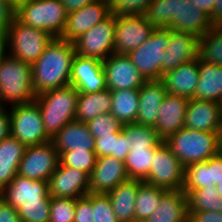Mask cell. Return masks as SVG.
Masks as SVG:
<instances>
[{
    "instance_id": "1",
    "label": "cell",
    "mask_w": 222,
    "mask_h": 222,
    "mask_svg": "<svg viewBox=\"0 0 222 222\" xmlns=\"http://www.w3.org/2000/svg\"><path fill=\"white\" fill-rule=\"evenodd\" d=\"M74 44L54 38L37 61L31 65L33 89L36 95L70 84Z\"/></svg>"
},
{
    "instance_id": "2",
    "label": "cell",
    "mask_w": 222,
    "mask_h": 222,
    "mask_svg": "<svg viewBox=\"0 0 222 222\" xmlns=\"http://www.w3.org/2000/svg\"><path fill=\"white\" fill-rule=\"evenodd\" d=\"M221 133L182 128L163 142L186 168L206 161L221 151Z\"/></svg>"
},
{
    "instance_id": "3",
    "label": "cell",
    "mask_w": 222,
    "mask_h": 222,
    "mask_svg": "<svg viewBox=\"0 0 222 222\" xmlns=\"http://www.w3.org/2000/svg\"><path fill=\"white\" fill-rule=\"evenodd\" d=\"M79 92L71 84L36 96L45 132L52 139L66 124L75 120Z\"/></svg>"
},
{
    "instance_id": "4",
    "label": "cell",
    "mask_w": 222,
    "mask_h": 222,
    "mask_svg": "<svg viewBox=\"0 0 222 222\" xmlns=\"http://www.w3.org/2000/svg\"><path fill=\"white\" fill-rule=\"evenodd\" d=\"M31 65L7 54L0 63V97L6 104L35 101Z\"/></svg>"
},
{
    "instance_id": "5",
    "label": "cell",
    "mask_w": 222,
    "mask_h": 222,
    "mask_svg": "<svg viewBox=\"0 0 222 222\" xmlns=\"http://www.w3.org/2000/svg\"><path fill=\"white\" fill-rule=\"evenodd\" d=\"M68 13L60 0H26L15 9L14 17L23 25L42 29L60 38Z\"/></svg>"
},
{
    "instance_id": "6",
    "label": "cell",
    "mask_w": 222,
    "mask_h": 222,
    "mask_svg": "<svg viewBox=\"0 0 222 222\" xmlns=\"http://www.w3.org/2000/svg\"><path fill=\"white\" fill-rule=\"evenodd\" d=\"M8 54L33 65L54 39L48 32L25 26L15 17L6 32Z\"/></svg>"
},
{
    "instance_id": "7",
    "label": "cell",
    "mask_w": 222,
    "mask_h": 222,
    "mask_svg": "<svg viewBox=\"0 0 222 222\" xmlns=\"http://www.w3.org/2000/svg\"><path fill=\"white\" fill-rule=\"evenodd\" d=\"M11 136L26 147L51 141L44 129L41 111L36 101L11 105Z\"/></svg>"
},
{
    "instance_id": "8",
    "label": "cell",
    "mask_w": 222,
    "mask_h": 222,
    "mask_svg": "<svg viewBox=\"0 0 222 222\" xmlns=\"http://www.w3.org/2000/svg\"><path fill=\"white\" fill-rule=\"evenodd\" d=\"M170 42V28H154L149 38L128 57L147 80L162 79V60Z\"/></svg>"
},
{
    "instance_id": "9",
    "label": "cell",
    "mask_w": 222,
    "mask_h": 222,
    "mask_svg": "<svg viewBox=\"0 0 222 222\" xmlns=\"http://www.w3.org/2000/svg\"><path fill=\"white\" fill-rule=\"evenodd\" d=\"M116 15L110 13L101 22L77 38L73 44L76 54L84 57L106 60L114 54Z\"/></svg>"
},
{
    "instance_id": "10",
    "label": "cell",
    "mask_w": 222,
    "mask_h": 222,
    "mask_svg": "<svg viewBox=\"0 0 222 222\" xmlns=\"http://www.w3.org/2000/svg\"><path fill=\"white\" fill-rule=\"evenodd\" d=\"M143 182L165 190L184 188L185 167L165 143L155 151L150 172Z\"/></svg>"
},
{
    "instance_id": "11",
    "label": "cell",
    "mask_w": 222,
    "mask_h": 222,
    "mask_svg": "<svg viewBox=\"0 0 222 222\" xmlns=\"http://www.w3.org/2000/svg\"><path fill=\"white\" fill-rule=\"evenodd\" d=\"M59 152L52 141L25 148L17 174L31 180L48 181L59 165Z\"/></svg>"
},
{
    "instance_id": "12",
    "label": "cell",
    "mask_w": 222,
    "mask_h": 222,
    "mask_svg": "<svg viewBox=\"0 0 222 222\" xmlns=\"http://www.w3.org/2000/svg\"><path fill=\"white\" fill-rule=\"evenodd\" d=\"M153 29L144 15L116 16L114 53L127 55L139 48L149 38Z\"/></svg>"
},
{
    "instance_id": "13",
    "label": "cell",
    "mask_w": 222,
    "mask_h": 222,
    "mask_svg": "<svg viewBox=\"0 0 222 222\" xmlns=\"http://www.w3.org/2000/svg\"><path fill=\"white\" fill-rule=\"evenodd\" d=\"M103 62L107 89H140L147 81L128 55L112 54Z\"/></svg>"
},
{
    "instance_id": "14",
    "label": "cell",
    "mask_w": 222,
    "mask_h": 222,
    "mask_svg": "<svg viewBox=\"0 0 222 222\" xmlns=\"http://www.w3.org/2000/svg\"><path fill=\"white\" fill-rule=\"evenodd\" d=\"M48 188L51 197L82 198L89 193V175L59 162L48 179Z\"/></svg>"
},
{
    "instance_id": "15",
    "label": "cell",
    "mask_w": 222,
    "mask_h": 222,
    "mask_svg": "<svg viewBox=\"0 0 222 222\" xmlns=\"http://www.w3.org/2000/svg\"><path fill=\"white\" fill-rule=\"evenodd\" d=\"M70 84L79 93H96L106 90L103 62L76 54L71 67Z\"/></svg>"
},
{
    "instance_id": "16",
    "label": "cell",
    "mask_w": 222,
    "mask_h": 222,
    "mask_svg": "<svg viewBox=\"0 0 222 222\" xmlns=\"http://www.w3.org/2000/svg\"><path fill=\"white\" fill-rule=\"evenodd\" d=\"M128 179L124 161L113 156L97 157L89 175V193L106 194Z\"/></svg>"
},
{
    "instance_id": "17",
    "label": "cell",
    "mask_w": 222,
    "mask_h": 222,
    "mask_svg": "<svg viewBox=\"0 0 222 222\" xmlns=\"http://www.w3.org/2000/svg\"><path fill=\"white\" fill-rule=\"evenodd\" d=\"M110 13L109 2L102 0H95L81 9L68 13L66 25L60 39L73 43Z\"/></svg>"
},
{
    "instance_id": "18",
    "label": "cell",
    "mask_w": 222,
    "mask_h": 222,
    "mask_svg": "<svg viewBox=\"0 0 222 222\" xmlns=\"http://www.w3.org/2000/svg\"><path fill=\"white\" fill-rule=\"evenodd\" d=\"M0 197L16 209L23 204L50 202L51 200L48 181L31 180L18 174L0 193Z\"/></svg>"
},
{
    "instance_id": "19",
    "label": "cell",
    "mask_w": 222,
    "mask_h": 222,
    "mask_svg": "<svg viewBox=\"0 0 222 222\" xmlns=\"http://www.w3.org/2000/svg\"><path fill=\"white\" fill-rule=\"evenodd\" d=\"M199 37L170 29V42L162 60V77L183 63L198 57Z\"/></svg>"
},
{
    "instance_id": "20",
    "label": "cell",
    "mask_w": 222,
    "mask_h": 222,
    "mask_svg": "<svg viewBox=\"0 0 222 222\" xmlns=\"http://www.w3.org/2000/svg\"><path fill=\"white\" fill-rule=\"evenodd\" d=\"M184 127L206 132H222L218 102L189 99Z\"/></svg>"
},
{
    "instance_id": "21",
    "label": "cell",
    "mask_w": 222,
    "mask_h": 222,
    "mask_svg": "<svg viewBox=\"0 0 222 222\" xmlns=\"http://www.w3.org/2000/svg\"><path fill=\"white\" fill-rule=\"evenodd\" d=\"M189 99L177 95L165 96L154 126L158 136L164 141L167 137L184 128L186 108Z\"/></svg>"
},
{
    "instance_id": "22",
    "label": "cell",
    "mask_w": 222,
    "mask_h": 222,
    "mask_svg": "<svg viewBox=\"0 0 222 222\" xmlns=\"http://www.w3.org/2000/svg\"><path fill=\"white\" fill-rule=\"evenodd\" d=\"M199 78V57H197L166 72L161 80L168 94L193 99Z\"/></svg>"
},
{
    "instance_id": "23",
    "label": "cell",
    "mask_w": 222,
    "mask_h": 222,
    "mask_svg": "<svg viewBox=\"0 0 222 222\" xmlns=\"http://www.w3.org/2000/svg\"><path fill=\"white\" fill-rule=\"evenodd\" d=\"M166 95L167 91L162 80L146 81L139 89L136 123L154 127Z\"/></svg>"
},
{
    "instance_id": "24",
    "label": "cell",
    "mask_w": 222,
    "mask_h": 222,
    "mask_svg": "<svg viewBox=\"0 0 222 222\" xmlns=\"http://www.w3.org/2000/svg\"><path fill=\"white\" fill-rule=\"evenodd\" d=\"M187 194L182 190H167L155 211L144 222H188Z\"/></svg>"
},
{
    "instance_id": "25",
    "label": "cell",
    "mask_w": 222,
    "mask_h": 222,
    "mask_svg": "<svg viewBox=\"0 0 222 222\" xmlns=\"http://www.w3.org/2000/svg\"><path fill=\"white\" fill-rule=\"evenodd\" d=\"M51 141L58 152L73 150L95 151L94 137L88 130L86 123L76 120L66 124Z\"/></svg>"
},
{
    "instance_id": "26",
    "label": "cell",
    "mask_w": 222,
    "mask_h": 222,
    "mask_svg": "<svg viewBox=\"0 0 222 222\" xmlns=\"http://www.w3.org/2000/svg\"><path fill=\"white\" fill-rule=\"evenodd\" d=\"M213 27L210 17L198 7H193L190 0H180L179 15H175L168 28L203 36Z\"/></svg>"
},
{
    "instance_id": "27",
    "label": "cell",
    "mask_w": 222,
    "mask_h": 222,
    "mask_svg": "<svg viewBox=\"0 0 222 222\" xmlns=\"http://www.w3.org/2000/svg\"><path fill=\"white\" fill-rule=\"evenodd\" d=\"M142 182L128 179L106 193L119 222H135V199L137 189Z\"/></svg>"
},
{
    "instance_id": "28",
    "label": "cell",
    "mask_w": 222,
    "mask_h": 222,
    "mask_svg": "<svg viewBox=\"0 0 222 222\" xmlns=\"http://www.w3.org/2000/svg\"><path fill=\"white\" fill-rule=\"evenodd\" d=\"M26 146L13 136L0 142V193L17 175Z\"/></svg>"
},
{
    "instance_id": "29",
    "label": "cell",
    "mask_w": 222,
    "mask_h": 222,
    "mask_svg": "<svg viewBox=\"0 0 222 222\" xmlns=\"http://www.w3.org/2000/svg\"><path fill=\"white\" fill-rule=\"evenodd\" d=\"M200 78L194 99L218 102L222 97V66L199 58Z\"/></svg>"
},
{
    "instance_id": "30",
    "label": "cell",
    "mask_w": 222,
    "mask_h": 222,
    "mask_svg": "<svg viewBox=\"0 0 222 222\" xmlns=\"http://www.w3.org/2000/svg\"><path fill=\"white\" fill-rule=\"evenodd\" d=\"M111 107L109 89L96 93H79L75 120L86 123L101 114L110 113Z\"/></svg>"
},
{
    "instance_id": "31",
    "label": "cell",
    "mask_w": 222,
    "mask_h": 222,
    "mask_svg": "<svg viewBox=\"0 0 222 222\" xmlns=\"http://www.w3.org/2000/svg\"><path fill=\"white\" fill-rule=\"evenodd\" d=\"M113 114L118 121L124 124L136 123L139 106V89H118L111 91Z\"/></svg>"
},
{
    "instance_id": "32",
    "label": "cell",
    "mask_w": 222,
    "mask_h": 222,
    "mask_svg": "<svg viewBox=\"0 0 222 222\" xmlns=\"http://www.w3.org/2000/svg\"><path fill=\"white\" fill-rule=\"evenodd\" d=\"M121 131L126 136L128 149L159 148L164 142L153 126L137 123L122 125Z\"/></svg>"
},
{
    "instance_id": "33",
    "label": "cell",
    "mask_w": 222,
    "mask_h": 222,
    "mask_svg": "<svg viewBox=\"0 0 222 222\" xmlns=\"http://www.w3.org/2000/svg\"><path fill=\"white\" fill-rule=\"evenodd\" d=\"M167 190L142 182L135 199V222H144L156 209Z\"/></svg>"
},
{
    "instance_id": "34",
    "label": "cell",
    "mask_w": 222,
    "mask_h": 222,
    "mask_svg": "<svg viewBox=\"0 0 222 222\" xmlns=\"http://www.w3.org/2000/svg\"><path fill=\"white\" fill-rule=\"evenodd\" d=\"M158 148L132 149L124 161L129 179L144 181L151 169Z\"/></svg>"
},
{
    "instance_id": "35",
    "label": "cell",
    "mask_w": 222,
    "mask_h": 222,
    "mask_svg": "<svg viewBox=\"0 0 222 222\" xmlns=\"http://www.w3.org/2000/svg\"><path fill=\"white\" fill-rule=\"evenodd\" d=\"M179 8L180 0H153L144 17L154 28H168Z\"/></svg>"
},
{
    "instance_id": "36",
    "label": "cell",
    "mask_w": 222,
    "mask_h": 222,
    "mask_svg": "<svg viewBox=\"0 0 222 222\" xmlns=\"http://www.w3.org/2000/svg\"><path fill=\"white\" fill-rule=\"evenodd\" d=\"M198 57L222 66V26H213L199 38Z\"/></svg>"
},
{
    "instance_id": "37",
    "label": "cell",
    "mask_w": 222,
    "mask_h": 222,
    "mask_svg": "<svg viewBox=\"0 0 222 222\" xmlns=\"http://www.w3.org/2000/svg\"><path fill=\"white\" fill-rule=\"evenodd\" d=\"M189 212L194 211H216L222 212V197L218 194L216 187L208 186L193 189L187 193Z\"/></svg>"
},
{
    "instance_id": "38",
    "label": "cell",
    "mask_w": 222,
    "mask_h": 222,
    "mask_svg": "<svg viewBox=\"0 0 222 222\" xmlns=\"http://www.w3.org/2000/svg\"><path fill=\"white\" fill-rule=\"evenodd\" d=\"M94 149L97 157L113 156L116 159L125 161L129 153L128 142L122 131L94 138Z\"/></svg>"
},
{
    "instance_id": "39",
    "label": "cell",
    "mask_w": 222,
    "mask_h": 222,
    "mask_svg": "<svg viewBox=\"0 0 222 222\" xmlns=\"http://www.w3.org/2000/svg\"><path fill=\"white\" fill-rule=\"evenodd\" d=\"M214 188L210 185L209 159L188 165L185 168V183L183 191L187 194L190 190L202 187Z\"/></svg>"
},
{
    "instance_id": "40",
    "label": "cell",
    "mask_w": 222,
    "mask_h": 222,
    "mask_svg": "<svg viewBox=\"0 0 222 222\" xmlns=\"http://www.w3.org/2000/svg\"><path fill=\"white\" fill-rule=\"evenodd\" d=\"M60 163L64 166L76 168L90 175L96 164L95 151L73 150L59 152Z\"/></svg>"
},
{
    "instance_id": "41",
    "label": "cell",
    "mask_w": 222,
    "mask_h": 222,
    "mask_svg": "<svg viewBox=\"0 0 222 222\" xmlns=\"http://www.w3.org/2000/svg\"><path fill=\"white\" fill-rule=\"evenodd\" d=\"M86 125L94 138L117 134L122 129V124L111 113L101 114L87 121Z\"/></svg>"
},
{
    "instance_id": "42",
    "label": "cell",
    "mask_w": 222,
    "mask_h": 222,
    "mask_svg": "<svg viewBox=\"0 0 222 222\" xmlns=\"http://www.w3.org/2000/svg\"><path fill=\"white\" fill-rule=\"evenodd\" d=\"M76 199L51 197L49 222H74Z\"/></svg>"
},
{
    "instance_id": "43",
    "label": "cell",
    "mask_w": 222,
    "mask_h": 222,
    "mask_svg": "<svg viewBox=\"0 0 222 222\" xmlns=\"http://www.w3.org/2000/svg\"><path fill=\"white\" fill-rule=\"evenodd\" d=\"M153 0H110L109 8L114 15H144Z\"/></svg>"
},
{
    "instance_id": "44",
    "label": "cell",
    "mask_w": 222,
    "mask_h": 222,
    "mask_svg": "<svg viewBox=\"0 0 222 222\" xmlns=\"http://www.w3.org/2000/svg\"><path fill=\"white\" fill-rule=\"evenodd\" d=\"M17 212L22 222H49L50 202L23 204Z\"/></svg>"
},
{
    "instance_id": "45",
    "label": "cell",
    "mask_w": 222,
    "mask_h": 222,
    "mask_svg": "<svg viewBox=\"0 0 222 222\" xmlns=\"http://www.w3.org/2000/svg\"><path fill=\"white\" fill-rule=\"evenodd\" d=\"M92 209L94 222H119L106 194H92Z\"/></svg>"
},
{
    "instance_id": "46",
    "label": "cell",
    "mask_w": 222,
    "mask_h": 222,
    "mask_svg": "<svg viewBox=\"0 0 222 222\" xmlns=\"http://www.w3.org/2000/svg\"><path fill=\"white\" fill-rule=\"evenodd\" d=\"M92 209V193L76 199L74 222H94Z\"/></svg>"
},
{
    "instance_id": "47",
    "label": "cell",
    "mask_w": 222,
    "mask_h": 222,
    "mask_svg": "<svg viewBox=\"0 0 222 222\" xmlns=\"http://www.w3.org/2000/svg\"><path fill=\"white\" fill-rule=\"evenodd\" d=\"M210 185H217L222 180V150L209 158Z\"/></svg>"
},
{
    "instance_id": "48",
    "label": "cell",
    "mask_w": 222,
    "mask_h": 222,
    "mask_svg": "<svg viewBox=\"0 0 222 222\" xmlns=\"http://www.w3.org/2000/svg\"><path fill=\"white\" fill-rule=\"evenodd\" d=\"M15 10L6 0H0V34L6 35L10 22L14 18Z\"/></svg>"
},
{
    "instance_id": "49",
    "label": "cell",
    "mask_w": 222,
    "mask_h": 222,
    "mask_svg": "<svg viewBox=\"0 0 222 222\" xmlns=\"http://www.w3.org/2000/svg\"><path fill=\"white\" fill-rule=\"evenodd\" d=\"M188 222H222V212H216V211L189 212Z\"/></svg>"
},
{
    "instance_id": "50",
    "label": "cell",
    "mask_w": 222,
    "mask_h": 222,
    "mask_svg": "<svg viewBox=\"0 0 222 222\" xmlns=\"http://www.w3.org/2000/svg\"><path fill=\"white\" fill-rule=\"evenodd\" d=\"M0 222H22L17 209L0 197Z\"/></svg>"
},
{
    "instance_id": "51",
    "label": "cell",
    "mask_w": 222,
    "mask_h": 222,
    "mask_svg": "<svg viewBox=\"0 0 222 222\" xmlns=\"http://www.w3.org/2000/svg\"><path fill=\"white\" fill-rule=\"evenodd\" d=\"M11 136V120L8 114V110H6L0 116V142L3 139H6Z\"/></svg>"
},
{
    "instance_id": "52",
    "label": "cell",
    "mask_w": 222,
    "mask_h": 222,
    "mask_svg": "<svg viewBox=\"0 0 222 222\" xmlns=\"http://www.w3.org/2000/svg\"><path fill=\"white\" fill-rule=\"evenodd\" d=\"M67 13L83 8L85 5L93 3L95 0H60Z\"/></svg>"
},
{
    "instance_id": "53",
    "label": "cell",
    "mask_w": 222,
    "mask_h": 222,
    "mask_svg": "<svg viewBox=\"0 0 222 222\" xmlns=\"http://www.w3.org/2000/svg\"><path fill=\"white\" fill-rule=\"evenodd\" d=\"M190 1L193 7L200 8L211 18L215 0H190Z\"/></svg>"
},
{
    "instance_id": "54",
    "label": "cell",
    "mask_w": 222,
    "mask_h": 222,
    "mask_svg": "<svg viewBox=\"0 0 222 222\" xmlns=\"http://www.w3.org/2000/svg\"><path fill=\"white\" fill-rule=\"evenodd\" d=\"M210 21L213 26H222V0H215Z\"/></svg>"
},
{
    "instance_id": "55",
    "label": "cell",
    "mask_w": 222,
    "mask_h": 222,
    "mask_svg": "<svg viewBox=\"0 0 222 222\" xmlns=\"http://www.w3.org/2000/svg\"><path fill=\"white\" fill-rule=\"evenodd\" d=\"M7 50V51H6ZM8 54L7 38L6 35L0 34V63L4 57Z\"/></svg>"
},
{
    "instance_id": "56",
    "label": "cell",
    "mask_w": 222,
    "mask_h": 222,
    "mask_svg": "<svg viewBox=\"0 0 222 222\" xmlns=\"http://www.w3.org/2000/svg\"><path fill=\"white\" fill-rule=\"evenodd\" d=\"M6 1L15 10L19 5H21L26 0H6Z\"/></svg>"
},
{
    "instance_id": "57",
    "label": "cell",
    "mask_w": 222,
    "mask_h": 222,
    "mask_svg": "<svg viewBox=\"0 0 222 222\" xmlns=\"http://www.w3.org/2000/svg\"><path fill=\"white\" fill-rule=\"evenodd\" d=\"M5 105L6 104L2 102L1 97H0V116L7 110Z\"/></svg>"
},
{
    "instance_id": "58",
    "label": "cell",
    "mask_w": 222,
    "mask_h": 222,
    "mask_svg": "<svg viewBox=\"0 0 222 222\" xmlns=\"http://www.w3.org/2000/svg\"><path fill=\"white\" fill-rule=\"evenodd\" d=\"M215 187L217 189L218 194L222 197V180Z\"/></svg>"
},
{
    "instance_id": "59",
    "label": "cell",
    "mask_w": 222,
    "mask_h": 222,
    "mask_svg": "<svg viewBox=\"0 0 222 222\" xmlns=\"http://www.w3.org/2000/svg\"><path fill=\"white\" fill-rule=\"evenodd\" d=\"M218 108L222 118V97L218 100Z\"/></svg>"
},
{
    "instance_id": "60",
    "label": "cell",
    "mask_w": 222,
    "mask_h": 222,
    "mask_svg": "<svg viewBox=\"0 0 222 222\" xmlns=\"http://www.w3.org/2000/svg\"><path fill=\"white\" fill-rule=\"evenodd\" d=\"M221 150H222V133H221Z\"/></svg>"
}]
</instances>
